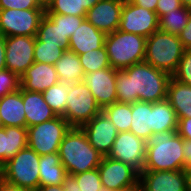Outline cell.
Masks as SVG:
<instances>
[{
	"mask_svg": "<svg viewBox=\"0 0 191 191\" xmlns=\"http://www.w3.org/2000/svg\"><path fill=\"white\" fill-rule=\"evenodd\" d=\"M172 76L147 62H139L117 70V102L137 101L155 103L167 98V87Z\"/></svg>",
	"mask_w": 191,
	"mask_h": 191,
	"instance_id": "6da1fadb",
	"label": "cell"
},
{
	"mask_svg": "<svg viewBox=\"0 0 191 191\" xmlns=\"http://www.w3.org/2000/svg\"><path fill=\"white\" fill-rule=\"evenodd\" d=\"M183 140L177 130L152 133L146 140V156L143 170H183Z\"/></svg>",
	"mask_w": 191,
	"mask_h": 191,
	"instance_id": "7a4b0ae2",
	"label": "cell"
},
{
	"mask_svg": "<svg viewBox=\"0 0 191 191\" xmlns=\"http://www.w3.org/2000/svg\"><path fill=\"white\" fill-rule=\"evenodd\" d=\"M58 153L60 162L70 175L98 168L103 159L79 127H71L61 141Z\"/></svg>",
	"mask_w": 191,
	"mask_h": 191,
	"instance_id": "3957f363",
	"label": "cell"
},
{
	"mask_svg": "<svg viewBox=\"0 0 191 191\" xmlns=\"http://www.w3.org/2000/svg\"><path fill=\"white\" fill-rule=\"evenodd\" d=\"M147 38L138 34L116 30L106 34L105 47L110 66L123 70L135 63L143 62L146 53Z\"/></svg>",
	"mask_w": 191,
	"mask_h": 191,
	"instance_id": "277c9868",
	"label": "cell"
},
{
	"mask_svg": "<svg viewBox=\"0 0 191 191\" xmlns=\"http://www.w3.org/2000/svg\"><path fill=\"white\" fill-rule=\"evenodd\" d=\"M184 51L178 35L157 30L147 38L144 61L172 76Z\"/></svg>",
	"mask_w": 191,
	"mask_h": 191,
	"instance_id": "5b68a950",
	"label": "cell"
},
{
	"mask_svg": "<svg viewBox=\"0 0 191 191\" xmlns=\"http://www.w3.org/2000/svg\"><path fill=\"white\" fill-rule=\"evenodd\" d=\"M38 155L26 146L0 167V177L18 187L35 191L39 186Z\"/></svg>",
	"mask_w": 191,
	"mask_h": 191,
	"instance_id": "8992f818",
	"label": "cell"
},
{
	"mask_svg": "<svg viewBox=\"0 0 191 191\" xmlns=\"http://www.w3.org/2000/svg\"><path fill=\"white\" fill-rule=\"evenodd\" d=\"M70 129V124L62 116L27 127V146L40 156L56 153Z\"/></svg>",
	"mask_w": 191,
	"mask_h": 191,
	"instance_id": "52a82bcc",
	"label": "cell"
},
{
	"mask_svg": "<svg viewBox=\"0 0 191 191\" xmlns=\"http://www.w3.org/2000/svg\"><path fill=\"white\" fill-rule=\"evenodd\" d=\"M101 111L94 96L83 81L69 85L63 118L71 127L81 128Z\"/></svg>",
	"mask_w": 191,
	"mask_h": 191,
	"instance_id": "ba28073f",
	"label": "cell"
},
{
	"mask_svg": "<svg viewBox=\"0 0 191 191\" xmlns=\"http://www.w3.org/2000/svg\"><path fill=\"white\" fill-rule=\"evenodd\" d=\"M45 9H0V34L36 37Z\"/></svg>",
	"mask_w": 191,
	"mask_h": 191,
	"instance_id": "9c48e42d",
	"label": "cell"
},
{
	"mask_svg": "<svg viewBox=\"0 0 191 191\" xmlns=\"http://www.w3.org/2000/svg\"><path fill=\"white\" fill-rule=\"evenodd\" d=\"M118 30L148 38L159 30V19L156 12L139 7L130 0H125Z\"/></svg>",
	"mask_w": 191,
	"mask_h": 191,
	"instance_id": "30bf717a",
	"label": "cell"
},
{
	"mask_svg": "<svg viewBox=\"0 0 191 191\" xmlns=\"http://www.w3.org/2000/svg\"><path fill=\"white\" fill-rule=\"evenodd\" d=\"M146 156V141L130 131L118 132L108 157L143 170Z\"/></svg>",
	"mask_w": 191,
	"mask_h": 191,
	"instance_id": "8fae6325",
	"label": "cell"
},
{
	"mask_svg": "<svg viewBox=\"0 0 191 191\" xmlns=\"http://www.w3.org/2000/svg\"><path fill=\"white\" fill-rule=\"evenodd\" d=\"M36 37H5L6 69L19 77L34 63V47Z\"/></svg>",
	"mask_w": 191,
	"mask_h": 191,
	"instance_id": "7c38bea8",
	"label": "cell"
},
{
	"mask_svg": "<svg viewBox=\"0 0 191 191\" xmlns=\"http://www.w3.org/2000/svg\"><path fill=\"white\" fill-rule=\"evenodd\" d=\"M117 69L112 67L86 73L83 82L87 85L98 106L105 108L117 102Z\"/></svg>",
	"mask_w": 191,
	"mask_h": 191,
	"instance_id": "4fadbf2b",
	"label": "cell"
},
{
	"mask_svg": "<svg viewBox=\"0 0 191 191\" xmlns=\"http://www.w3.org/2000/svg\"><path fill=\"white\" fill-rule=\"evenodd\" d=\"M98 171L102 186L112 191L133 186L139 182V172L134 167L108 156H103Z\"/></svg>",
	"mask_w": 191,
	"mask_h": 191,
	"instance_id": "5bb4252c",
	"label": "cell"
},
{
	"mask_svg": "<svg viewBox=\"0 0 191 191\" xmlns=\"http://www.w3.org/2000/svg\"><path fill=\"white\" fill-rule=\"evenodd\" d=\"M141 191H188L186 170L152 171L139 173Z\"/></svg>",
	"mask_w": 191,
	"mask_h": 191,
	"instance_id": "9a60e30c",
	"label": "cell"
},
{
	"mask_svg": "<svg viewBox=\"0 0 191 191\" xmlns=\"http://www.w3.org/2000/svg\"><path fill=\"white\" fill-rule=\"evenodd\" d=\"M89 143L103 156H108L118 135L115 125L101 111L83 125Z\"/></svg>",
	"mask_w": 191,
	"mask_h": 191,
	"instance_id": "2e32d148",
	"label": "cell"
},
{
	"mask_svg": "<svg viewBox=\"0 0 191 191\" xmlns=\"http://www.w3.org/2000/svg\"><path fill=\"white\" fill-rule=\"evenodd\" d=\"M125 0H100L87 13L85 19L105 34L119 28Z\"/></svg>",
	"mask_w": 191,
	"mask_h": 191,
	"instance_id": "e0dca14e",
	"label": "cell"
},
{
	"mask_svg": "<svg viewBox=\"0 0 191 191\" xmlns=\"http://www.w3.org/2000/svg\"><path fill=\"white\" fill-rule=\"evenodd\" d=\"M58 82L55 66L40 62H34L20 77L22 89L41 93Z\"/></svg>",
	"mask_w": 191,
	"mask_h": 191,
	"instance_id": "ac0fdd59",
	"label": "cell"
},
{
	"mask_svg": "<svg viewBox=\"0 0 191 191\" xmlns=\"http://www.w3.org/2000/svg\"><path fill=\"white\" fill-rule=\"evenodd\" d=\"M106 34L99 31L86 19L83 20L80 27L69 38L68 49L81 55L92 50H98L105 46Z\"/></svg>",
	"mask_w": 191,
	"mask_h": 191,
	"instance_id": "d6986e66",
	"label": "cell"
},
{
	"mask_svg": "<svg viewBox=\"0 0 191 191\" xmlns=\"http://www.w3.org/2000/svg\"><path fill=\"white\" fill-rule=\"evenodd\" d=\"M22 99L26 118V128L49 121L57 115L45 102L41 92L22 89Z\"/></svg>",
	"mask_w": 191,
	"mask_h": 191,
	"instance_id": "ffe728a7",
	"label": "cell"
},
{
	"mask_svg": "<svg viewBox=\"0 0 191 191\" xmlns=\"http://www.w3.org/2000/svg\"><path fill=\"white\" fill-rule=\"evenodd\" d=\"M0 121L2 127H26L21 87L0 98Z\"/></svg>",
	"mask_w": 191,
	"mask_h": 191,
	"instance_id": "44dd1931",
	"label": "cell"
},
{
	"mask_svg": "<svg viewBox=\"0 0 191 191\" xmlns=\"http://www.w3.org/2000/svg\"><path fill=\"white\" fill-rule=\"evenodd\" d=\"M26 146V127H0V167Z\"/></svg>",
	"mask_w": 191,
	"mask_h": 191,
	"instance_id": "7402d4cb",
	"label": "cell"
},
{
	"mask_svg": "<svg viewBox=\"0 0 191 191\" xmlns=\"http://www.w3.org/2000/svg\"><path fill=\"white\" fill-rule=\"evenodd\" d=\"M67 175L58 152L40 156L39 186L62 185Z\"/></svg>",
	"mask_w": 191,
	"mask_h": 191,
	"instance_id": "603a6c76",
	"label": "cell"
},
{
	"mask_svg": "<svg viewBox=\"0 0 191 191\" xmlns=\"http://www.w3.org/2000/svg\"><path fill=\"white\" fill-rule=\"evenodd\" d=\"M60 82L71 85L83 80L85 72L79 60V55L66 49L54 64Z\"/></svg>",
	"mask_w": 191,
	"mask_h": 191,
	"instance_id": "cb8c5ba5",
	"label": "cell"
},
{
	"mask_svg": "<svg viewBox=\"0 0 191 191\" xmlns=\"http://www.w3.org/2000/svg\"><path fill=\"white\" fill-rule=\"evenodd\" d=\"M178 118L191 117V86L170 78L167 98Z\"/></svg>",
	"mask_w": 191,
	"mask_h": 191,
	"instance_id": "d4e9b609",
	"label": "cell"
},
{
	"mask_svg": "<svg viewBox=\"0 0 191 191\" xmlns=\"http://www.w3.org/2000/svg\"><path fill=\"white\" fill-rule=\"evenodd\" d=\"M178 117L167 99L151 103L152 133L177 130Z\"/></svg>",
	"mask_w": 191,
	"mask_h": 191,
	"instance_id": "484cf974",
	"label": "cell"
},
{
	"mask_svg": "<svg viewBox=\"0 0 191 191\" xmlns=\"http://www.w3.org/2000/svg\"><path fill=\"white\" fill-rule=\"evenodd\" d=\"M130 132L145 141L151 136V102L132 103Z\"/></svg>",
	"mask_w": 191,
	"mask_h": 191,
	"instance_id": "4316f807",
	"label": "cell"
},
{
	"mask_svg": "<svg viewBox=\"0 0 191 191\" xmlns=\"http://www.w3.org/2000/svg\"><path fill=\"white\" fill-rule=\"evenodd\" d=\"M191 9L181 7L172 12H167L159 18V30L166 33L179 35L185 29L190 18Z\"/></svg>",
	"mask_w": 191,
	"mask_h": 191,
	"instance_id": "83f0119b",
	"label": "cell"
},
{
	"mask_svg": "<svg viewBox=\"0 0 191 191\" xmlns=\"http://www.w3.org/2000/svg\"><path fill=\"white\" fill-rule=\"evenodd\" d=\"M102 112L115 125L118 132L130 131L132 120V104L115 102L106 106Z\"/></svg>",
	"mask_w": 191,
	"mask_h": 191,
	"instance_id": "f1b7e54d",
	"label": "cell"
},
{
	"mask_svg": "<svg viewBox=\"0 0 191 191\" xmlns=\"http://www.w3.org/2000/svg\"><path fill=\"white\" fill-rule=\"evenodd\" d=\"M68 91L69 85L59 81L49 89L42 92L45 102L57 116L64 117L65 115Z\"/></svg>",
	"mask_w": 191,
	"mask_h": 191,
	"instance_id": "f546056e",
	"label": "cell"
},
{
	"mask_svg": "<svg viewBox=\"0 0 191 191\" xmlns=\"http://www.w3.org/2000/svg\"><path fill=\"white\" fill-rule=\"evenodd\" d=\"M36 37L43 43L62 44L69 47V38L64 37L59 25L54 24L45 14L41 19Z\"/></svg>",
	"mask_w": 191,
	"mask_h": 191,
	"instance_id": "4dcf8cb0",
	"label": "cell"
},
{
	"mask_svg": "<svg viewBox=\"0 0 191 191\" xmlns=\"http://www.w3.org/2000/svg\"><path fill=\"white\" fill-rule=\"evenodd\" d=\"M66 48L62 44L43 43L37 37L34 47V62L54 65Z\"/></svg>",
	"mask_w": 191,
	"mask_h": 191,
	"instance_id": "1f68e13d",
	"label": "cell"
},
{
	"mask_svg": "<svg viewBox=\"0 0 191 191\" xmlns=\"http://www.w3.org/2000/svg\"><path fill=\"white\" fill-rule=\"evenodd\" d=\"M79 60L85 74L111 67L105 46L79 55Z\"/></svg>",
	"mask_w": 191,
	"mask_h": 191,
	"instance_id": "d6a6232c",
	"label": "cell"
},
{
	"mask_svg": "<svg viewBox=\"0 0 191 191\" xmlns=\"http://www.w3.org/2000/svg\"><path fill=\"white\" fill-rule=\"evenodd\" d=\"M45 13L86 16L87 11L81 6V0H52L45 8Z\"/></svg>",
	"mask_w": 191,
	"mask_h": 191,
	"instance_id": "836d02e7",
	"label": "cell"
},
{
	"mask_svg": "<svg viewBox=\"0 0 191 191\" xmlns=\"http://www.w3.org/2000/svg\"><path fill=\"white\" fill-rule=\"evenodd\" d=\"M51 21L60 26V29L64 37L70 38L77 28L80 27L81 23L86 16H70V15H61L58 13H45Z\"/></svg>",
	"mask_w": 191,
	"mask_h": 191,
	"instance_id": "e575fe53",
	"label": "cell"
},
{
	"mask_svg": "<svg viewBox=\"0 0 191 191\" xmlns=\"http://www.w3.org/2000/svg\"><path fill=\"white\" fill-rule=\"evenodd\" d=\"M81 191H100L102 182L98 168L73 175Z\"/></svg>",
	"mask_w": 191,
	"mask_h": 191,
	"instance_id": "d590c367",
	"label": "cell"
},
{
	"mask_svg": "<svg viewBox=\"0 0 191 191\" xmlns=\"http://www.w3.org/2000/svg\"><path fill=\"white\" fill-rule=\"evenodd\" d=\"M172 78L191 86V50L184 51Z\"/></svg>",
	"mask_w": 191,
	"mask_h": 191,
	"instance_id": "8d00e7d4",
	"label": "cell"
},
{
	"mask_svg": "<svg viewBox=\"0 0 191 191\" xmlns=\"http://www.w3.org/2000/svg\"><path fill=\"white\" fill-rule=\"evenodd\" d=\"M20 89V77L10 70L0 71V98Z\"/></svg>",
	"mask_w": 191,
	"mask_h": 191,
	"instance_id": "74e56055",
	"label": "cell"
},
{
	"mask_svg": "<svg viewBox=\"0 0 191 191\" xmlns=\"http://www.w3.org/2000/svg\"><path fill=\"white\" fill-rule=\"evenodd\" d=\"M0 9H45L37 0H0Z\"/></svg>",
	"mask_w": 191,
	"mask_h": 191,
	"instance_id": "f35d334b",
	"label": "cell"
},
{
	"mask_svg": "<svg viewBox=\"0 0 191 191\" xmlns=\"http://www.w3.org/2000/svg\"><path fill=\"white\" fill-rule=\"evenodd\" d=\"M183 7L181 0H158L156 5V14L158 19L167 12Z\"/></svg>",
	"mask_w": 191,
	"mask_h": 191,
	"instance_id": "ab89813d",
	"label": "cell"
},
{
	"mask_svg": "<svg viewBox=\"0 0 191 191\" xmlns=\"http://www.w3.org/2000/svg\"><path fill=\"white\" fill-rule=\"evenodd\" d=\"M177 133L186 140H191V117L178 118Z\"/></svg>",
	"mask_w": 191,
	"mask_h": 191,
	"instance_id": "60d3db41",
	"label": "cell"
},
{
	"mask_svg": "<svg viewBox=\"0 0 191 191\" xmlns=\"http://www.w3.org/2000/svg\"><path fill=\"white\" fill-rule=\"evenodd\" d=\"M178 36L185 50H191V13L187 26Z\"/></svg>",
	"mask_w": 191,
	"mask_h": 191,
	"instance_id": "b9f144b4",
	"label": "cell"
},
{
	"mask_svg": "<svg viewBox=\"0 0 191 191\" xmlns=\"http://www.w3.org/2000/svg\"><path fill=\"white\" fill-rule=\"evenodd\" d=\"M64 191H81L77 180L73 175L68 174L62 184Z\"/></svg>",
	"mask_w": 191,
	"mask_h": 191,
	"instance_id": "7bdbcfd3",
	"label": "cell"
},
{
	"mask_svg": "<svg viewBox=\"0 0 191 191\" xmlns=\"http://www.w3.org/2000/svg\"><path fill=\"white\" fill-rule=\"evenodd\" d=\"M184 170L191 166V140H183Z\"/></svg>",
	"mask_w": 191,
	"mask_h": 191,
	"instance_id": "ee69618b",
	"label": "cell"
},
{
	"mask_svg": "<svg viewBox=\"0 0 191 191\" xmlns=\"http://www.w3.org/2000/svg\"><path fill=\"white\" fill-rule=\"evenodd\" d=\"M130 1L139 7L156 12V5L158 3V0H130Z\"/></svg>",
	"mask_w": 191,
	"mask_h": 191,
	"instance_id": "f6af8a7d",
	"label": "cell"
},
{
	"mask_svg": "<svg viewBox=\"0 0 191 191\" xmlns=\"http://www.w3.org/2000/svg\"><path fill=\"white\" fill-rule=\"evenodd\" d=\"M0 191H32L6 182L0 177Z\"/></svg>",
	"mask_w": 191,
	"mask_h": 191,
	"instance_id": "bcb514c9",
	"label": "cell"
},
{
	"mask_svg": "<svg viewBox=\"0 0 191 191\" xmlns=\"http://www.w3.org/2000/svg\"><path fill=\"white\" fill-rule=\"evenodd\" d=\"M5 52V37L0 34V71L6 69Z\"/></svg>",
	"mask_w": 191,
	"mask_h": 191,
	"instance_id": "7dc6e473",
	"label": "cell"
},
{
	"mask_svg": "<svg viewBox=\"0 0 191 191\" xmlns=\"http://www.w3.org/2000/svg\"><path fill=\"white\" fill-rule=\"evenodd\" d=\"M35 191H64L62 185L38 186Z\"/></svg>",
	"mask_w": 191,
	"mask_h": 191,
	"instance_id": "c3c4849f",
	"label": "cell"
},
{
	"mask_svg": "<svg viewBox=\"0 0 191 191\" xmlns=\"http://www.w3.org/2000/svg\"><path fill=\"white\" fill-rule=\"evenodd\" d=\"M100 0H81V6L84 7L86 11H88L91 7H93Z\"/></svg>",
	"mask_w": 191,
	"mask_h": 191,
	"instance_id": "681fc988",
	"label": "cell"
},
{
	"mask_svg": "<svg viewBox=\"0 0 191 191\" xmlns=\"http://www.w3.org/2000/svg\"><path fill=\"white\" fill-rule=\"evenodd\" d=\"M114 191H141V186L140 183L138 182L137 184L133 185V186H128L122 189H117Z\"/></svg>",
	"mask_w": 191,
	"mask_h": 191,
	"instance_id": "f907efd6",
	"label": "cell"
},
{
	"mask_svg": "<svg viewBox=\"0 0 191 191\" xmlns=\"http://www.w3.org/2000/svg\"><path fill=\"white\" fill-rule=\"evenodd\" d=\"M186 172L188 175V191H191V166L186 168Z\"/></svg>",
	"mask_w": 191,
	"mask_h": 191,
	"instance_id": "816d5d0a",
	"label": "cell"
},
{
	"mask_svg": "<svg viewBox=\"0 0 191 191\" xmlns=\"http://www.w3.org/2000/svg\"><path fill=\"white\" fill-rule=\"evenodd\" d=\"M41 6L47 7L52 0H37Z\"/></svg>",
	"mask_w": 191,
	"mask_h": 191,
	"instance_id": "f5cc1de1",
	"label": "cell"
},
{
	"mask_svg": "<svg viewBox=\"0 0 191 191\" xmlns=\"http://www.w3.org/2000/svg\"><path fill=\"white\" fill-rule=\"evenodd\" d=\"M181 2L184 7L191 9V0H181Z\"/></svg>",
	"mask_w": 191,
	"mask_h": 191,
	"instance_id": "db71d44e",
	"label": "cell"
},
{
	"mask_svg": "<svg viewBox=\"0 0 191 191\" xmlns=\"http://www.w3.org/2000/svg\"><path fill=\"white\" fill-rule=\"evenodd\" d=\"M100 191H112V190H109L107 187L105 186H101L100 187Z\"/></svg>",
	"mask_w": 191,
	"mask_h": 191,
	"instance_id": "11a10c76",
	"label": "cell"
}]
</instances>
